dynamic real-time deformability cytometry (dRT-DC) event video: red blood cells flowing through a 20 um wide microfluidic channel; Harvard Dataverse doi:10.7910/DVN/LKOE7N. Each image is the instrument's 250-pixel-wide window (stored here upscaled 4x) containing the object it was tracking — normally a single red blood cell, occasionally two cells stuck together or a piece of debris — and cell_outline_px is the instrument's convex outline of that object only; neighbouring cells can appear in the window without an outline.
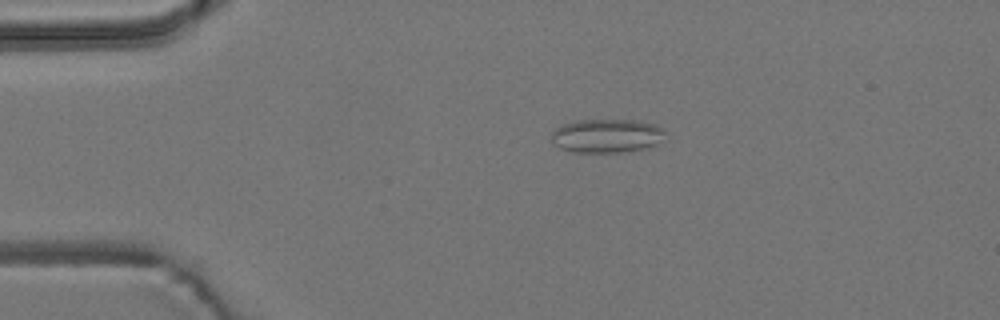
{"species": "common noctule bat (a hibernating species)", "species_latin": "Nyctalus noctula", "temperature_condition": "room temperature", "stored_images_in_passage": 3, "camera_frame_rate_fps": 3000, "um_per_image_px": 0.085, "animal": {"sex": "male", "body_mass_g": 19.2, "forearm_length_mm": 51.8}, "frame": {"image": 1, "passage_image": 1, "time_ms": 0.0, "image_size_px": [1000, 320], "cell_outline_px": [[664, 132], [656, 144], [648, 148], [620, 152], [572, 152], [560, 148], [552, 144], [552, 132], [556, 128], [564, 124], [576, 120], [636, 120], [656, 124]], "centroid_in_image_um": [51.52, 11.54], "position_along_channel_um": 33.5, "area_um2": 22.25}}
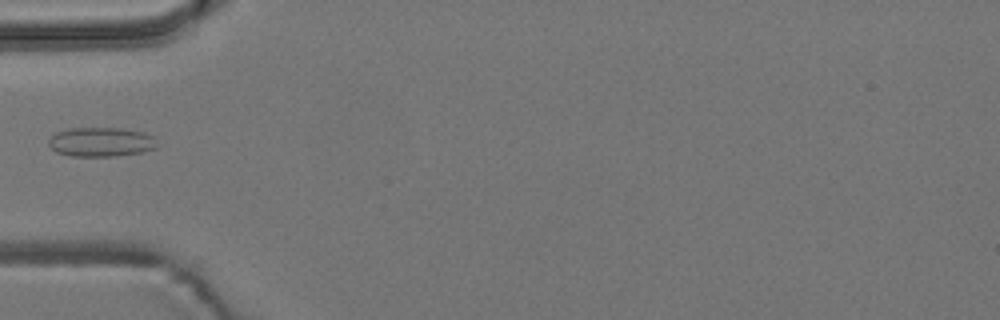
{"frame": {"image": 2, "passage_image": 3, "time_ms": 2.333, "image_size_px": [1000, 320], "cell_outline_px": [[156, 148], [140, 152], [116, 156], [72, 156], [56, 152], [48, 144], [48, 140], [56, 132], [68, 128], [120, 128], [144, 132], [156, 136]], "centroid_in_image_um": [8.59, 12.06], "position_along_channel_um": 76.4, "area_um2": 18.61}}